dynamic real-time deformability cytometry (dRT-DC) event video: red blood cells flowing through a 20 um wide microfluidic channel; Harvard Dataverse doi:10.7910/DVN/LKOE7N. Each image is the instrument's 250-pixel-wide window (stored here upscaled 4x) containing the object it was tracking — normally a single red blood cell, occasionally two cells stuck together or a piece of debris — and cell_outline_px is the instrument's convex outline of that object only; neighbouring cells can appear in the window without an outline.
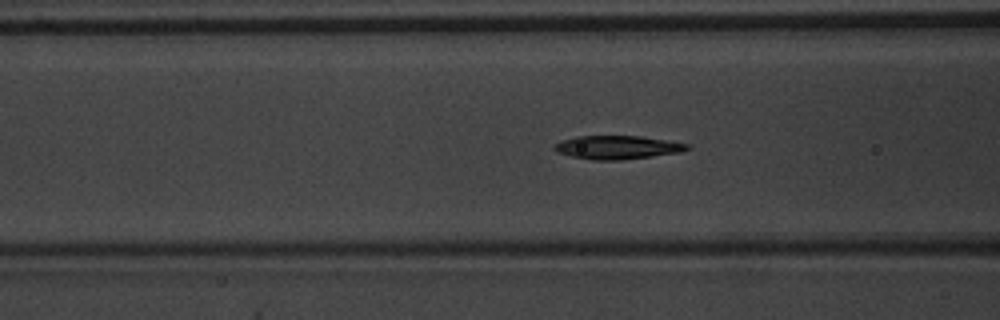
{"species": "common noctule bat (a hibernating species)", "species_latin": "Nyctalus noctula", "temperature_condition": "warm", "stored_images_in_passage": 53, "camera_frame_rate_fps": 3000, "um_per_image_px": 0.085, "animal": {"sex": "male", "body_mass_g": 20.1, "forearm_length_mm": 53.5}, "frame": {"image": 1, "passage_image": 21, "time_ms": 6.667, "image_size_px": [1000, 320], "cell_outline_px": [[692, 148], [680, 152], [652, 156], [620, 160], [592, 160], [572, 156], [556, 152], [552, 148], [552, 144], [560, 140], [576, 136], [640, 136], [692, 144]], "centroid_in_image_um": [52.45, 12.52], "position_along_channel_um": 114.1, "area_um2": 18.38}}
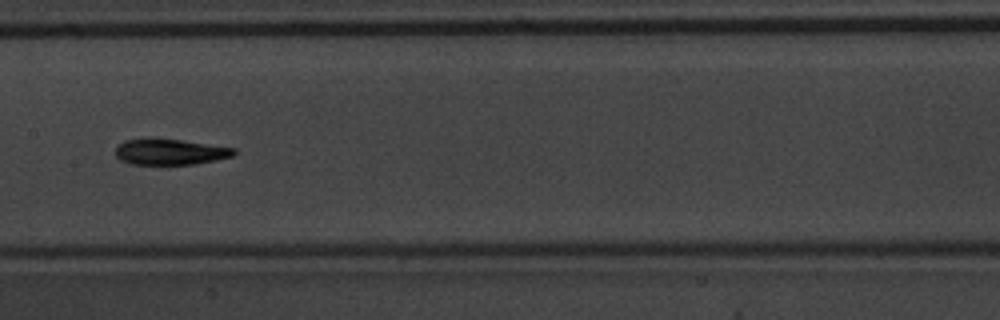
{"frame": {"image": 2, "passage_image": 27, "time_ms": 8.667, "image_size_px": [1000, 320], "cell_outline_px": [[236, 152], [232, 156], [216, 160], [196, 164], [132, 164], [120, 160], [116, 156], [116, 144], [124, 140], [148, 136], [180, 140], [236, 148]], "centroid_in_image_um": [14.39, 12.88], "position_along_channel_um": 193.0, "area_um2": 18.26}}
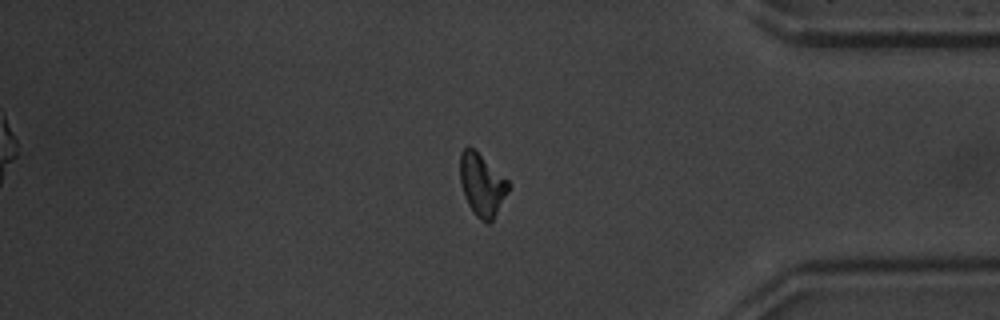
{"frame": {"image": 3, "passage_image": 44, "time_ms": 14.333, "image_size_px": [1000, 320], "cell_outline_px": [[512, 184], [508, 192], [492, 220], [488, 224], [480, 220], [472, 212], [468, 204], [460, 184], [460, 152], [468, 144], [508, 180]], "centroid_in_image_um": [40.96, 15.71], "position_along_channel_um": 394.2, "area_um2": 17.57}}